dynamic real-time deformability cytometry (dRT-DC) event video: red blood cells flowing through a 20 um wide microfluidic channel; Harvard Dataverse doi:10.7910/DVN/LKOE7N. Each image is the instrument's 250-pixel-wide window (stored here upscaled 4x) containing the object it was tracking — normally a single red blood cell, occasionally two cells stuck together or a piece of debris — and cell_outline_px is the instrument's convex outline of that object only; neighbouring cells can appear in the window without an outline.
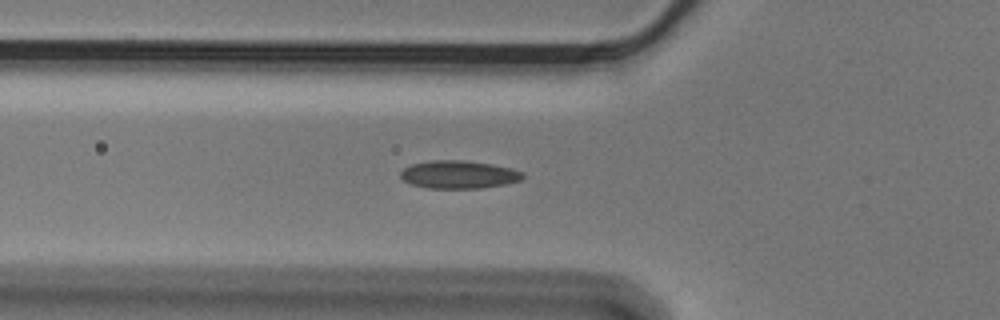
{"species": "Egyptian fruit bat (a non-hibernating species)", "species_latin": "Rousettus aegyptiacus", "temperature_condition": "cold", "stored_images_in_passage": 51, "camera_frame_rate_fps": 3000, "um_per_image_px": 0.085, "animal": {"sex": "male"}, "frame": {"image": 1, "passage_image": 20, "time_ms": 6.333, "image_size_px": [1000, 320], "cell_outline_px": [[524, 176], [520, 180], [504, 184], [480, 188], [428, 188], [412, 184], [404, 180], [400, 176], [400, 172], [404, 168], [412, 164], [432, 160], [464, 160], [492, 164], [512, 168], [524, 172]], "centroid_in_image_um": [39.0, 14.83], "position_along_channel_um": 86.8, "area_um2": 19.83}}
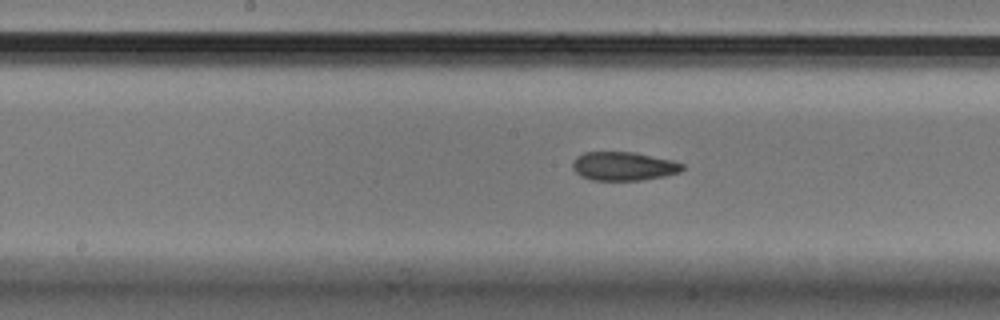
{"frame": {"image": 2, "passage_image": 29, "time_ms": 9.333, "image_size_px": [1000, 320], "cell_outline_px": [[684, 168], [680, 172], [664, 176], [644, 180], [592, 180], [580, 176], [572, 168], [572, 160], [576, 156], [584, 152], [632, 152], [672, 160], [684, 164]], "centroid_in_image_um": [52.98, 14.13], "position_along_channel_um": 195.2, "area_um2": 18.44}}
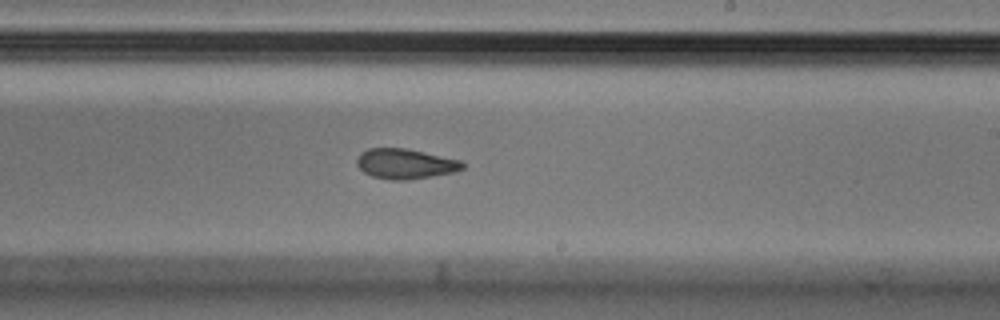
{"frame": {"image": 3, "passage_image": 34, "time_ms": 11.0, "image_size_px": [1000, 320], "cell_outline_px": [[464, 168], [456, 172], [408, 180], [392, 180], [372, 176], [364, 172], [356, 164], [356, 160], [360, 152], [368, 148], [404, 148], [424, 152], [460, 160], [464, 164]], "centroid_in_image_um": [34.44, 13.92], "position_along_channel_um": 254.6, "area_um2": 18.55}}